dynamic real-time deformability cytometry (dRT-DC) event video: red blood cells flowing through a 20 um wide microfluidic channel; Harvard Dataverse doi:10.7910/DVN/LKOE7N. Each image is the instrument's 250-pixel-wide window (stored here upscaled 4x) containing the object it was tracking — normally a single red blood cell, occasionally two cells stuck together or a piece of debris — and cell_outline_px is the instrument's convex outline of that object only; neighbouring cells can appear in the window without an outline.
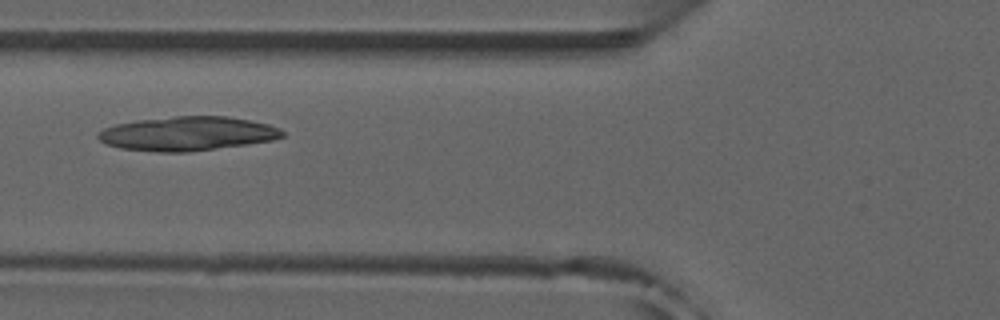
{"species": "common noctule bat (a hibernating species)", "species_latin": "Nyctalus noctula", "temperature_condition": "room temperature", "stored_images_in_passage": 36, "camera_frame_rate_fps": 3000, "um_per_image_px": 0.085, "animal": {"sex": "male", "forearm_length_mm": 52.5}, "frame": {"image": 1, "passage_image": 11, "time_ms": 3.333, "image_size_px": [1000, 320], "cell_outline_px": [[284, 136], [272, 140], [188, 152], [156, 152], [120, 148], [104, 144], [96, 136], [96, 132], [104, 128], [116, 124], [136, 120], [176, 116], [228, 116], [268, 124], [280, 128], [284, 132]], "centroid_in_image_um": [15.87, 11.35], "position_along_channel_um": 109.9, "area_um2": 36.59}}